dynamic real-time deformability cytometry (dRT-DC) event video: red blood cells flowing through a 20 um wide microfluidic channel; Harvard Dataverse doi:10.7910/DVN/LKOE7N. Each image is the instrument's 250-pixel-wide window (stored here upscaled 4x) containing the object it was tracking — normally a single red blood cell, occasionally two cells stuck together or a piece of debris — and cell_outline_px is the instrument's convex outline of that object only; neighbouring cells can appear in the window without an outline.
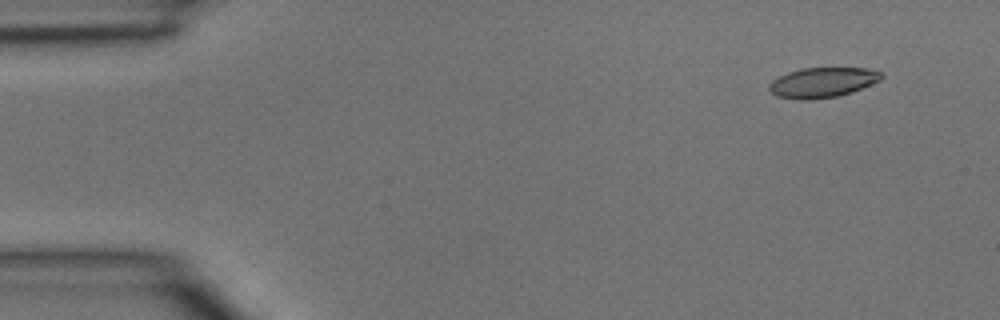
{"species": "common noctule bat (a hibernating species)", "species_latin": "Nyctalus noctula", "temperature_condition": "room temperature", "stored_images_in_passage": 4, "camera_frame_rate_fps": 3000, "um_per_image_px": 0.085, "animal": {"sex": "male", "body_mass_g": 15.6}, "frame": {"image": 1, "passage_image": 1, "time_ms": 0.0, "image_size_px": [1000, 320], "cell_outline_px": [[884, 76], [880, 80], [852, 92], [836, 96], [808, 100], [800, 100], [776, 96], [768, 88], [768, 84], [772, 80], [788, 72], [800, 68], [868, 68], [884, 72]], "centroid_in_image_um": [69.92, 7.0], "position_along_channel_um": 15.1, "area_um2": 19.71}}
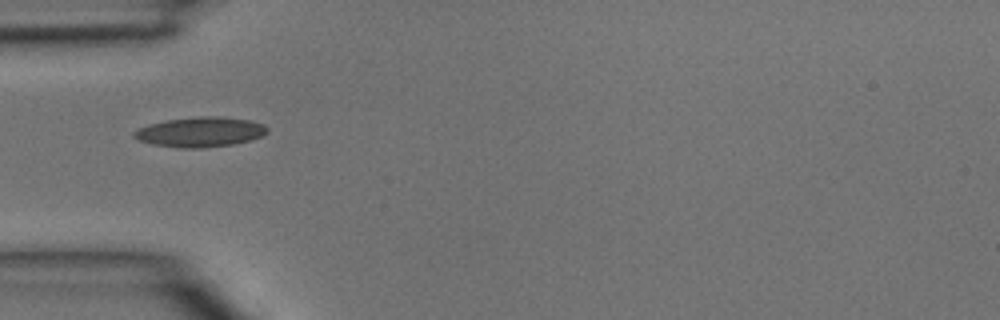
{"frame": {"image": 2, "passage_image": 4, "time_ms": 1.0, "image_size_px": [1000, 320], "cell_outline_px": [[268, 132], [260, 136], [248, 140], [232, 144], [200, 148], [180, 148], [152, 144], [140, 140], [132, 136], [132, 132], [148, 124], [168, 120], [200, 116], [216, 116], [248, 120], [264, 124], [268, 128]], "centroid_in_image_um": [17.0, 11.22], "position_along_channel_um": 68.0, "area_um2": 22.95}}